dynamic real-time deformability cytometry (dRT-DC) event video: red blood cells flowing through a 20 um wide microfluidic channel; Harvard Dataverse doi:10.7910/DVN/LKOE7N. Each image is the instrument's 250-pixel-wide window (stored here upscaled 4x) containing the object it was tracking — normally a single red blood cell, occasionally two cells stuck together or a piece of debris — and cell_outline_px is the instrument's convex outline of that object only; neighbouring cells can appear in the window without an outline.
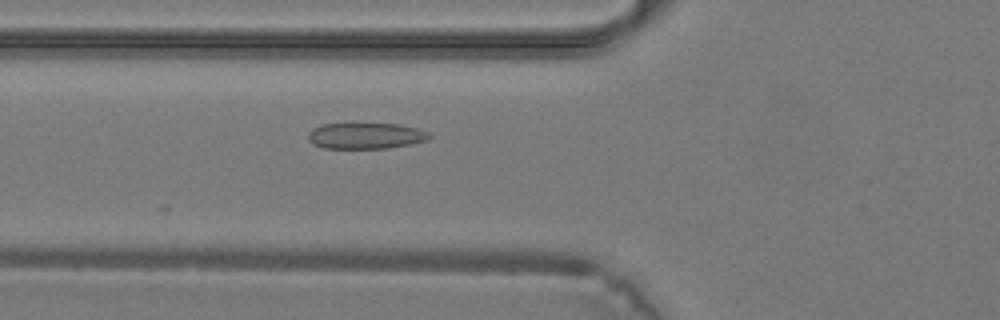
{"species": "common noctule bat (a hibernating species)", "species_latin": "Nyctalus noctula", "temperature_condition": "warm", "stored_images_in_passage": 28, "camera_frame_rate_fps": 3000, "um_per_image_px": 0.085, "animal": {"sex": "male", "body_mass_g": 19.2, "forearm_length_mm": 51.8}, "frame": {"image": 1, "passage_image": 4, "time_ms": 1.0, "image_size_px": [1000, 320], "cell_outline_px": [[432, 136], [428, 140], [388, 148], [324, 148], [312, 144], [308, 140], [308, 132], [312, 128], [324, 124], [400, 124], [416, 128], [428, 132]], "centroid_in_image_um": [31.06, 11.54], "position_along_channel_um": 94.7, "area_um2": 18.32}}
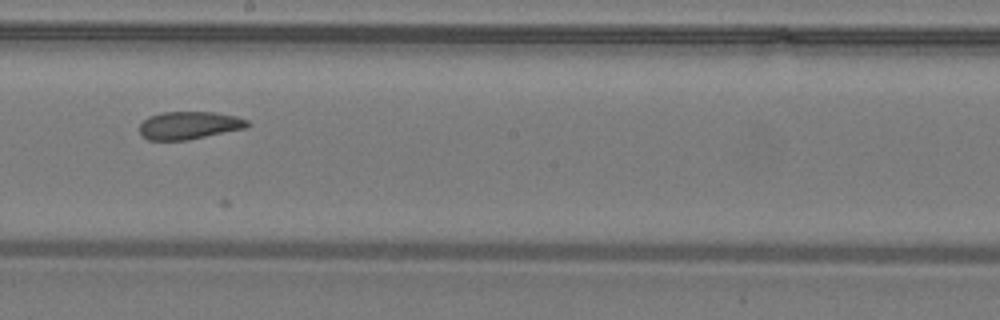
{"frame": {"image": 2, "passage_image": 12, "time_ms": 3.667, "image_size_px": [1000, 320], "cell_outline_px": [[252, 124], [244, 128], [188, 140], [148, 140], [140, 136], [140, 124], [148, 116], [160, 112], [216, 112], [236, 116], [248, 120]], "centroid_in_image_um": [16.06, 10.65], "position_along_channel_um": 232.1, "area_um2": 17.57}}
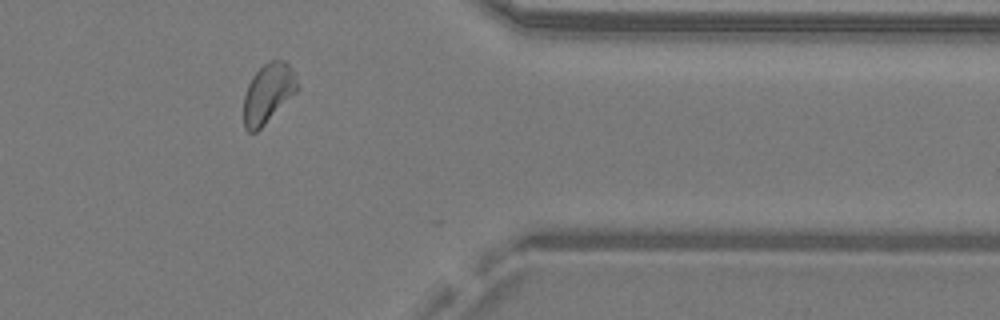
{"frame": {"image": 3, "passage_image": 22, "time_ms": 7.0, "image_size_px": [1000, 320], "cell_outline_px": [[300, 88], [256, 132], [248, 132], [244, 128], [244, 96], [248, 84], [252, 76], [268, 60], [284, 60], [292, 68]], "centroid_in_image_um": [22.79, 7.91], "position_along_channel_um": 388.6, "area_um2": 18.44}}